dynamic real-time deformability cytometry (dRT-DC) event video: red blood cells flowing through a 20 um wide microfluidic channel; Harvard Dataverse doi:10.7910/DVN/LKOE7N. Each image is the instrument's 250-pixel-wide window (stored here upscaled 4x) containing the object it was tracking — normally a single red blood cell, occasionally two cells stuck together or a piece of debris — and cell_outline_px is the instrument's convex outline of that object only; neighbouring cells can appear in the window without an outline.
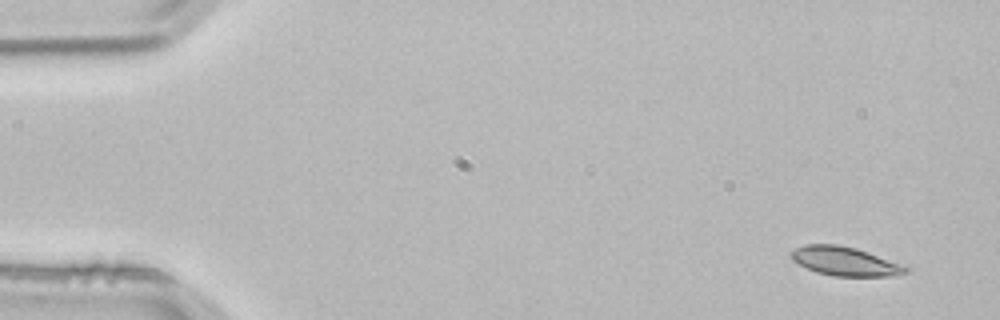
{"species": "common noctule bat (a hibernating species)", "species_latin": "Nyctalus noctula", "temperature_condition": "room temperature", "stored_images_in_passage": 4, "camera_frame_rate_fps": 3000, "um_per_image_px": 0.085, "animal": {"sex": "male", "body_mass_g": 21.5, "forearm_length_mm": 52.0}, "frame": {"image": 1, "passage_image": 1, "time_ms": 0.0, "image_size_px": [1000, 320], "cell_outline_px": [[908, 272], [900, 276], [832, 276], [816, 272], [792, 260], [792, 252], [796, 248], [804, 244], [836, 244], [856, 248], [908, 264]], "centroid_in_image_um": [71.95, 22.21], "position_along_channel_um": 13.1, "area_um2": 19.65}}
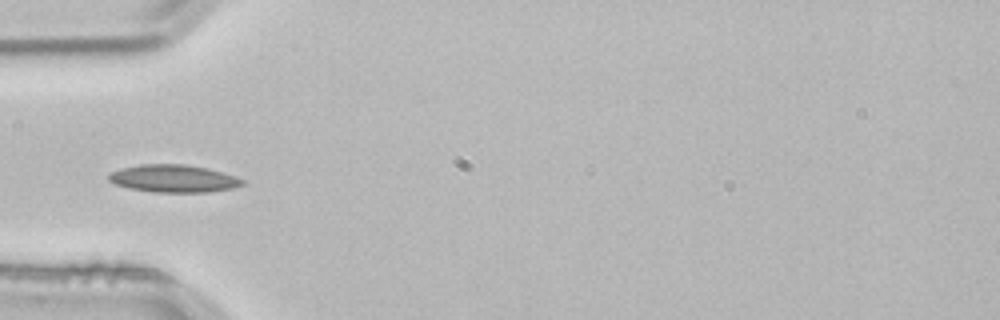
{"frame": {"image": 2, "passage_image": 4, "time_ms": 1.0, "image_size_px": [1000, 320], "cell_outline_px": [[244, 184], [232, 188], [208, 192], [152, 192], [128, 188], [116, 184], [108, 180], [108, 176], [112, 172], [124, 168], [140, 164], [184, 164], [204, 168], [220, 172], [244, 180]], "centroid_in_image_um": [14.72, 15.18], "position_along_channel_um": 70.3, "area_um2": 21.1}}